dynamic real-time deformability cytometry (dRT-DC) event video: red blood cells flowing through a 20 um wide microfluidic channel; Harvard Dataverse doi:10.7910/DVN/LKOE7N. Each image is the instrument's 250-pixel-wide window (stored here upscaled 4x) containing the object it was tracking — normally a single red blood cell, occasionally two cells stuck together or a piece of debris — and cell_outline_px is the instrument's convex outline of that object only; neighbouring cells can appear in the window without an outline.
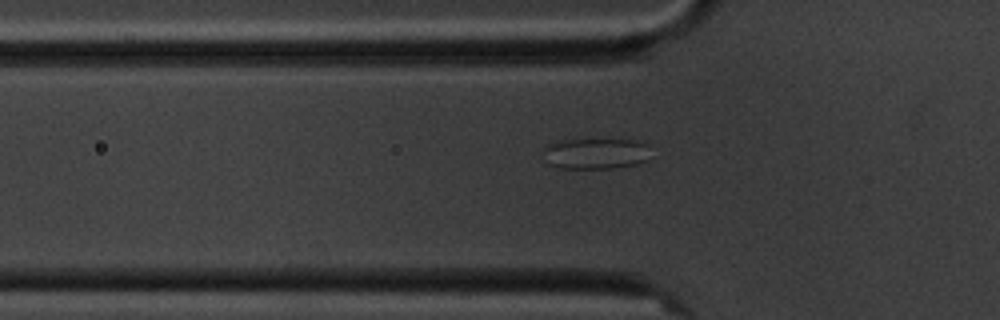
{"species": "common noctule bat (a hibernating species)", "species_latin": "Nyctalus noctula", "temperature_condition": "cold", "stored_images_in_passage": 3, "segment_of_instrument_passage": [2, 2], "camera_frame_rate_fps": 3000, "um_per_image_px": 0.085, "animal": {"sex": "male", "body_mass_g": 20.1, "forearm_length_mm": 53.5}, "frame": {"image": 1, "passage_image": 3, "time_ms": 3.0, "image_size_px": [1000, 320], "cell_outline_px": [[648, 160], [636, 164], [612, 168], [560, 168], [548, 164], [544, 148], [548, 144], [556, 140], [636, 140], [648, 144]], "centroid_in_image_um": [50.64, 13.05], "position_along_channel_um": 75.2, "area_um2": 19.19}}